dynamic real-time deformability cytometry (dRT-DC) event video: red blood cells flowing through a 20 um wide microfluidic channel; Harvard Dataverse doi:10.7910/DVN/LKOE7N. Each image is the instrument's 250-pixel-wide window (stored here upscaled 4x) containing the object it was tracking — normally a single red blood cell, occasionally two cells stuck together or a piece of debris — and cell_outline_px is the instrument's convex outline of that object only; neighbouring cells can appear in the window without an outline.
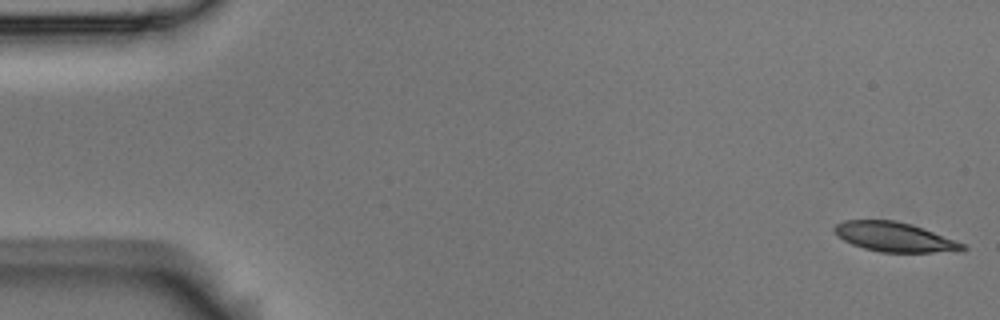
{"species": "Egyptian fruit bat (a non-hibernating species)", "species_latin": "Rousettus aegyptiacus", "temperature_condition": "room temperature", "stored_images_in_passage": 55, "camera_frame_rate_fps": 3000, "um_per_image_px": 0.085, "animal": {"sex": "male"}, "frame": {"image": 1, "passage_image": 1, "time_ms": 0.0, "image_size_px": [1000, 320], "cell_outline_px": [[968, 248], [964, 252], [880, 252], [864, 248], [852, 244], [844, 240], [832, 228], [836, 224], [844, 220], [896, 220], [912, 224], [956, 240], [964, 244]], "centroid_in_image_um": [76.1, 20.15], "position_along_channel_um": 8.9, "area_um2": 22.14}}
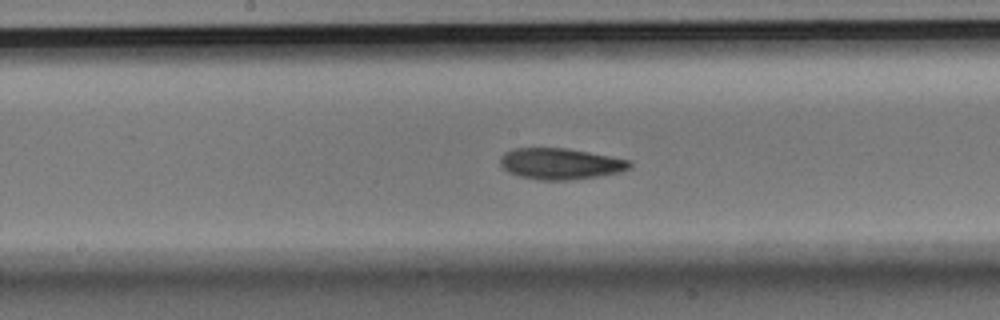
{"frame": {"image": 2, "passage_image": 28, "time_ms": 9.0, "image_size_px": [1000, 320], "cell_outline_px": [[632, 168], [620, 172], [572, 180], [540, 180], [520, 176], [508, 172], [500, 164], [500, 156], [504, 152], [516, 148], [564, 148], [588, 152], [632, 160]], "centroid_in_image_um": [47.65, 13.92], "position_along_channel_um": 200.6, "area_um2": 23.52}}
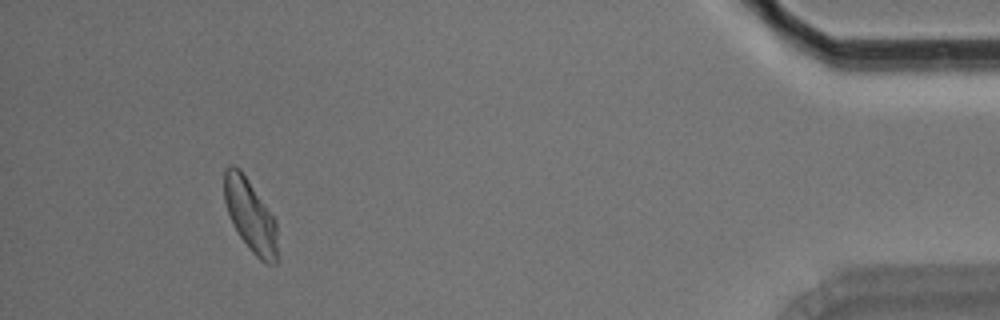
{"frame": {"image": 3, "passage_image": 51, "time_ms": 16.667, "image_size_px": [1000, 320], "cell_outline_px": [[276, 264], [268, 264], [260, 260], [248, 248], [240, 236], [228, 212], [224, 200], [224, 172], [232, 164], [240, 168], [276, 220]], "centroid_in_image_um": [21.27, 18.31], "position_along_channel_um": 413.9, "area_um2": 22.02}, "authors_computed_cell_mechanics": {"area_um2": 23.2934, "velocity_mm_per_s": 3.6205, "shape_relaxation_time_tau1_ms": 6.134, "shape_relaxation_time_tau2_ms": 3.215, "deformation_change_tau1": 0.1479, "deformation_change_tau2": 0.0885}}